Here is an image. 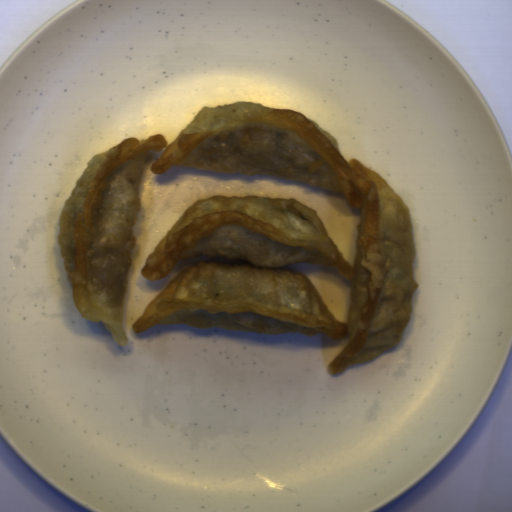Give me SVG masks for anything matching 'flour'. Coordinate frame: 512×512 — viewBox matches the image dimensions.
<instances>
[{
    "instance_id": "obj_1",
    "label": "flour",
    "mask_w": 512,
    "mask_h": 512,
    "mask_svg": "<svg viewBox=\"0 0 512 512\" xmlns=\"http://www.w3.org/2000/svg\"><path fill=\"white\" fill-rule=\"evenodd\" d=\"M149 151L162 155L153 174L173 167L224 175H263L343 193L360 209L353 266L316 210L296 198L213 195L199 199L166 231L140 272L165 279L186 265L132 324H186L278 335L322 333L347 346L326 371L336 375L396 348L405 336L419 283L410 210L388 182L294 109L236 101L202 107L169 144L161 133L126 137L93 155L60 212L57 228L74 305L102 322L118 347L128 345L123 302L141 211Z\"/></svg>"
}]
</instances>
